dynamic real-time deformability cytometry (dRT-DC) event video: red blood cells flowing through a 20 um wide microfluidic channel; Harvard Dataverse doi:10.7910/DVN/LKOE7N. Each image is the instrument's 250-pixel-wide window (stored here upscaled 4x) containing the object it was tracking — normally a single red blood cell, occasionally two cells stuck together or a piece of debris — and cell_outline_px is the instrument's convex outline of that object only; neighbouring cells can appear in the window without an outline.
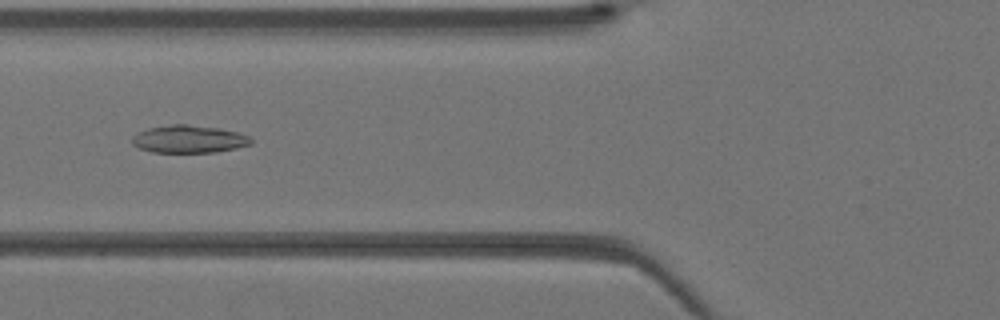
{"species": "Egyptian fruit bat (a non-hibernating species)", "species_latin": "Rousettus aegyptiacus", "temperature_condition": "warm", "stored_images_in_passage": 42, "camera_frame_rate_fps": 3000, "um_per_image_px": 0.085, "animal": {"sex": "female"}, "frame": {"image": 1, "passage_image": 17, "time_ms": 5.333, "image_size_px": [1000, 320], "cell_outline_px": [[252, 144], [236, 148], [216, 152], [152, 152], [140, 148], [132, 144], [132, 136], [136, 132], [148, 128], [172, 124], [188, 124], [220, 128], [236, 132], [248, 136], [252, 140]], "centroid_in_image_um": [16.03, 11.82], "position_along_channel_um": 109.8, "area_um2": 19.19}}
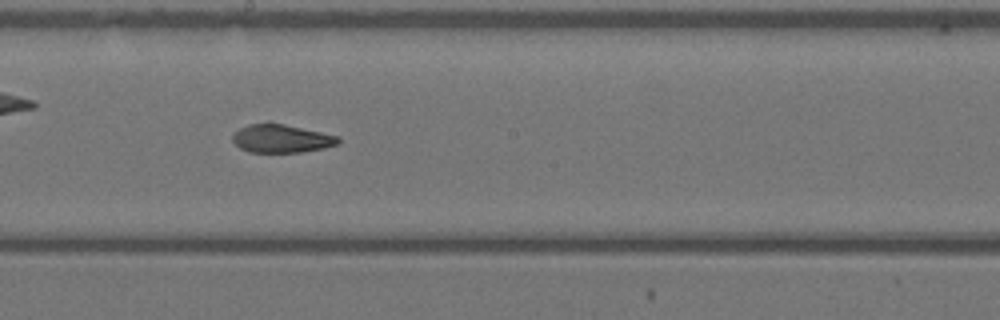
{"frame": {"image": 2, "passage_image": 24, "time_ms": 7.667, "image_size_px": [1000, 320], "cell_outline_px": [[340, 144], [324, 148], [300, 152], [248, 152], [240, 148], [232, 140], [232, 132], [248, 124], [268, 120], [340, 136]], "centroid_in_image_um": [23.9, 11.74], "position_along_channel_um": 224.3, "area_um2": 17.98}}
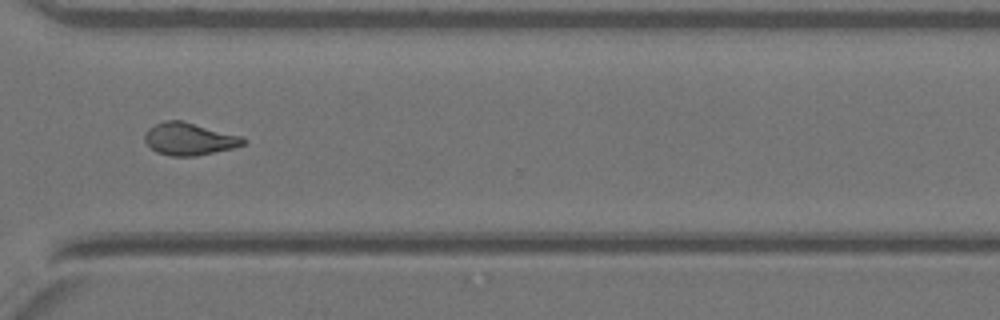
{"frame": {"image": 3, "passage_image": 32, "time_ms": 10.333, "image_size_px": [1000, 320], "cell_outline_px": [[248, 140], [244, 144], [232, 148], [196, 156], [172, 156], [156, 152], [144, 140], [144, 136], [148, 128], [164, 120], [180, 120], [244, 136]], "centroid_in_image_um": [16.11, 11.81], "position_along_channel_um": 354.5, "area_um2": 18.61}}